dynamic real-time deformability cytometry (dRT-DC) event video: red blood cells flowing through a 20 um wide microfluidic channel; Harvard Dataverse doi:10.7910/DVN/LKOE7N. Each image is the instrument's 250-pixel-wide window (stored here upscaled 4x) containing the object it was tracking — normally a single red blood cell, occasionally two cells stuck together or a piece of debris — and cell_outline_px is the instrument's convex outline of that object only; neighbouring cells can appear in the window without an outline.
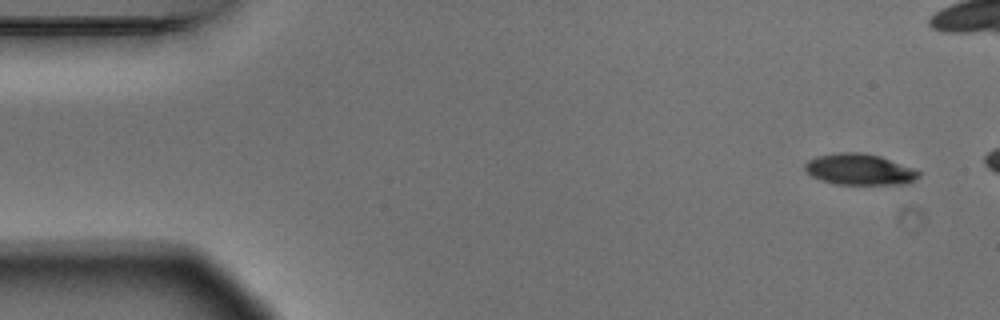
{"species": "Egyptian fruit bat (a non-hibernating species)", "species_latin": "Rousettus aegyptiacus", "temperature_condition": "warm", "stored_images_in_passage": 4, "camera_frame_rate_fps": 3000, "um_per_image_px": 0.085, "animal": {"sex": "male"}, "frame": {"image": 1, "passage_image": 1, "time_ms": 0.0, "image_size_px": [1000, 320], "cell_outline_px": [[920, 176], [908, 184], [836, 184], [812, 176], [804, 168], [804, 164], [808, 160], [816, 156], [840, 152], [860, 152], [880, 156], [912, 168], [920, 172]], "centroid_in_image_um": [73.06, 14.39], "position_along_channel_um": 11.9, "area_um2": 20.46}}